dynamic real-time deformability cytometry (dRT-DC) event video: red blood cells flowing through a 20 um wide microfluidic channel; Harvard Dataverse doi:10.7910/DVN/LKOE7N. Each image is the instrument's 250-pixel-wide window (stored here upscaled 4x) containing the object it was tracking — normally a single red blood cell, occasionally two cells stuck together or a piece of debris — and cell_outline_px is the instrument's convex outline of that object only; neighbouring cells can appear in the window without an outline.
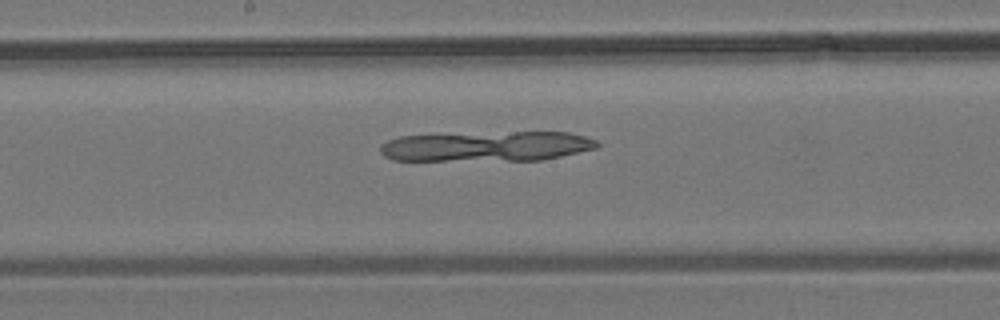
{"species": "common noctule bat (a hibernating species)", "species_latin": "Nyctalus noctula", "temperature_condition": "room temperature", "stored_images_in_passage": 8, "camera_frame_rate_fps": 3000, "um_per_image_px": 0.085, "animal": {"sex": "male", "body_mass_g": 19.2, "forearm_length_mm": 51.8}, "frame": {"image": 1, "passage_image": 8, "time_ms": 9.0, "image_size_px": [1000, 320], "cell_outline_px": [[600, 144], [596, 148], [544, 160], [392, 160], [384, 156], [380, 152], [380, 144], [388, 140], [400, 136], [512, 132], [568, 132], [584, 136], [596, 140]], "centroid_in_image_um": [41.38, 12.44], "position_along_channel_um": 206.8, "area_um2": 37.8}}